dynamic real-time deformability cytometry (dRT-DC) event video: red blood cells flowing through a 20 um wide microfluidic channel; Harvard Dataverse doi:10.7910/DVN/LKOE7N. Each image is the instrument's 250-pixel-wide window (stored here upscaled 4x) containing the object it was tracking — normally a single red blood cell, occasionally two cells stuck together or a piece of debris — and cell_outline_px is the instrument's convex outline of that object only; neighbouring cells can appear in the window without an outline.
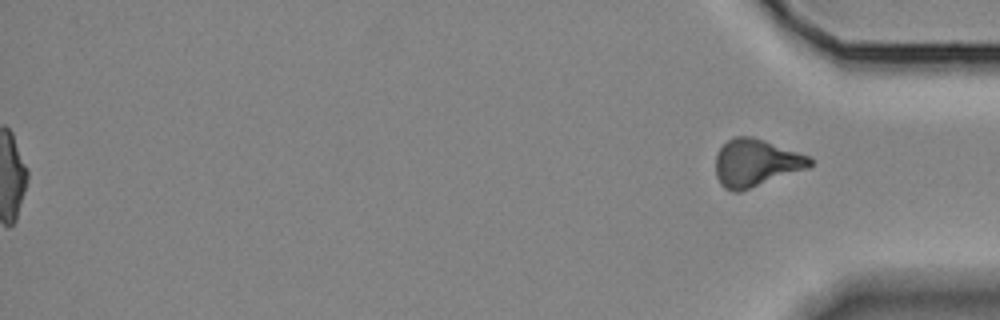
{"species": "Egyptian fruit bat (a non-hibernating species)", "species_latin": "Rousettus aegyptiacus", "temperature_condition": "room temperature", "stored_images_in_passage": 44, "segment_of_instrument_passage": [2, 2], "camera_frame_rate_fps": 3000, "um_per_image_px": 0.085, "animal": {"sex": "female"}, "frame": {"image": 1, "passage_image": 44, "time_ms": 14.333, "image_size_px": [1000, 320], "cell_outline_px": [[812, 164], [804, 168], [740, 192], [732, 192], [724, 188], [720, 184], [716, 176], [716, 152], [728, 140], [736, 136], [752, 136], [764, 140], [808, 156], [812, 160]], "centroid_in_image_um": [64.17, 13.84], "position_along_channel_um": 371.0, "area_um2": 25.55}}